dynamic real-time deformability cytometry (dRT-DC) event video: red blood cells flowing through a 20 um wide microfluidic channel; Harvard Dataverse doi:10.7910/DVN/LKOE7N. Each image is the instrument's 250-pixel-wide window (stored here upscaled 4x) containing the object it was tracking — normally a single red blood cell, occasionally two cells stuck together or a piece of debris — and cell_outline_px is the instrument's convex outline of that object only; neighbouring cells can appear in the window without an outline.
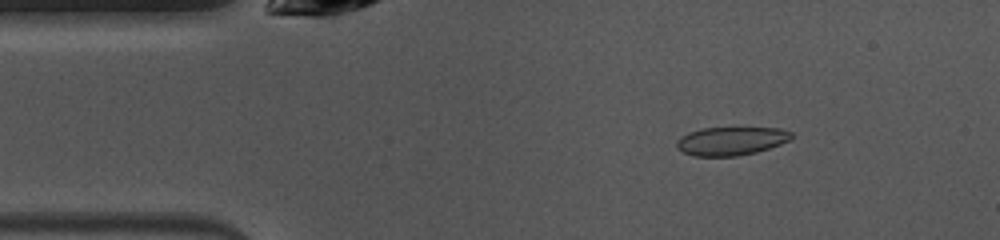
{"species": "common noctule bat (a hibernating species)", "species_latin": "Nyctalus noctula", "temperature_condition": "warm", "stored_images_in_passage": 45, "camera_frame_rate_fps": 3000, "um_per_image_px": 0.085, "animal": {"sex": "female", "body_mass_g": 10.0, "forearm_length_mm": 53.1}, "frame": {"image": 1, "passage_image": 4, "time_ms": 1.0, "image_size_px": [1000, 240], "cell_outline_px": [[792, 136], [788, 140], [780, 144], [756, 152], [736, 156], [692, 156], [676, 148], [676, 140], [688, 132], [704, 128], [780, 128], [792, 132]], "centroid_in_image_um": [62.11, 11.99], "position_along_channel_um": 22.9, "area_um2": 18.9}}
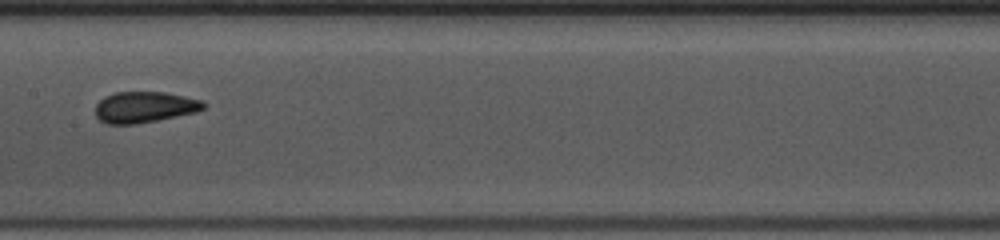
{"frame": {"image": 2, "passage_image": 20, "time_ms": 6.333, "image_size_px": [1000, 240], "cell_outline_px": [[208, 104], [204, 108], [196, 112], [136, 124], [108, 124], [100, 120], [96, 116], [96, 104], [104, 96], [116, 92], [164, 92], [204, 100]], "centroid_in_image_um": [12.3, 9.1], "position_along_channel_um": 195.1, "area_um2": 19.59}}
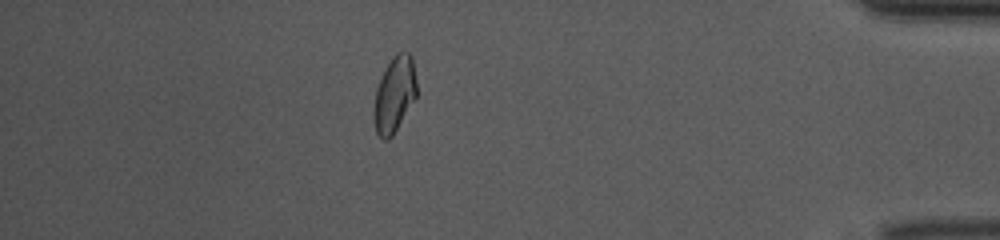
{"frame": {"image": 3, "passage_image": 39, "time_ms": 12.667, "image_size_px": [1000, 240], "cell_outline_px": [[416, 96], [392, 136], [388, 140], [384, 140], [376, 132], [372, 116], [372, 108], [376, 88], [392, 56], [396, 52], [408, 52], [412, 56], [416, 80]], "centroid_in_image_um": [33.5, 8.03], "position_along_channel_um": 401.7, "area_um2": 18.84}, "authors_computed_cell_mechanics": {"area_um2": 19.363, "velocity_mm_per_s": 4.036, "shape_relaxation_time_tau1_ms": null, "shape_relaxation_time_tau2_ms": 1.1597, "deformation_change_tau1": null, "deformation_change_tau2": 0.0432}}